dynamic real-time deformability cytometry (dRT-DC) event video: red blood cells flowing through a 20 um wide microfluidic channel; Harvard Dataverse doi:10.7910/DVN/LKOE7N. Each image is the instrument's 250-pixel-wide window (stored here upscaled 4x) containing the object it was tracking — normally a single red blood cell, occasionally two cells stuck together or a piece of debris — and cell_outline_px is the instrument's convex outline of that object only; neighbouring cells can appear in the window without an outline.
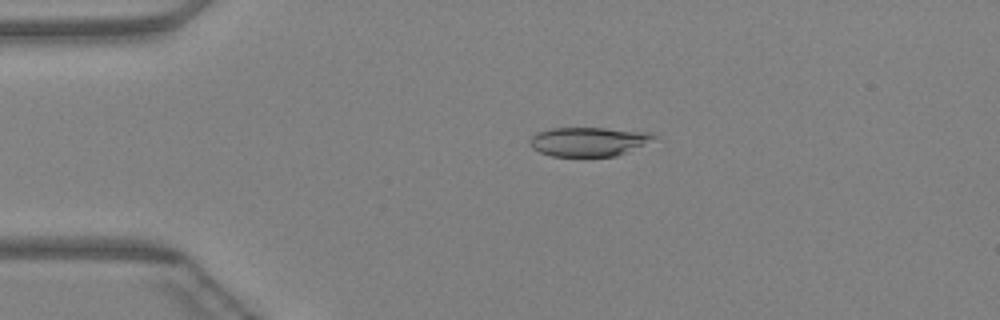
{"species": "Egyptian fruit bat (a non-hibernating species)", "species_latin": "Rousettus aegyptiacus", "temperature_condition": "warm", "stored_images_in_passage": 42, "camera_frame_rate_fps": 3000, "um_per_image_px": 0.085, "animal": {"sex": "female"}, "frame": {"image": 1, "passage_image": 6, "time_ms": 1.667, "image_size_px": [1000, 320], "cell_outline_px": [[660, 136], [616, 156], [552, 156], [540, 152], [532, 148], [528, 140], [536, 132], [552, 128], [604, 128], [652, 132]], "centroid_in_image_um": [50.0, 12.02], "position_along_channel_um": 35.0, "area_um2": 20.92}}
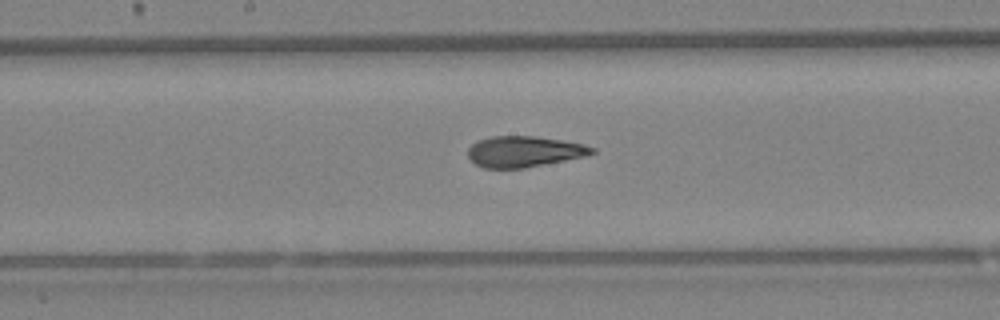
{"frame": {"image": 2, "passage_image": 20, "time_ms": 6.333, "image_size_px": [1000, 320], "cell_outline_px": [[596, 152], [588, 156], [524, 168], [484, 168], [476, 164], [468, 156], [468, 148], [472, 144], [480, 140], [492, 136], [536, 136], [584, 144], [596, 148]], "centroid_in_image_um": [44.59, 12.88], "position_along_channel_um": 203.6, "area_um2": 22.37}}
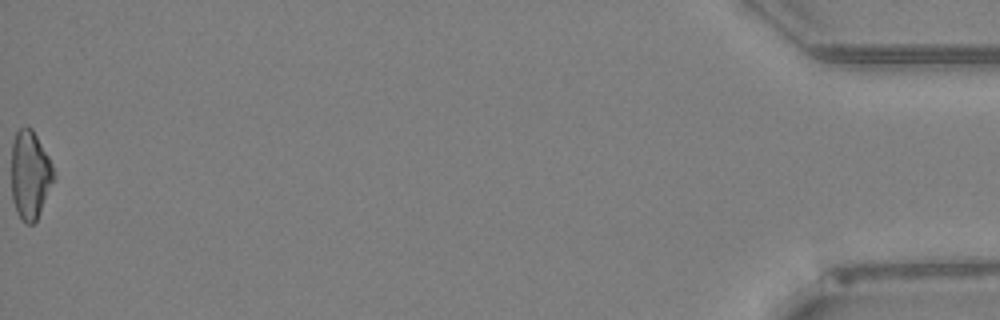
{"frame": {"image": 3, "passage_image": 42, "time_ms": 13.667, "image_size_px": [1000, 320], "cell_outline_px": [[56, 176], [36, 220], [32, 224], [24, 224], [16, 212], [12, 200], [12, 140], [16, 132], [24, 124], [32, 128], [48, 156], [52, 164]], "centroid_in_image_um": [2.55, 14.85], "position_along_channel_um": 432.7, "area_um2": 21.96}}